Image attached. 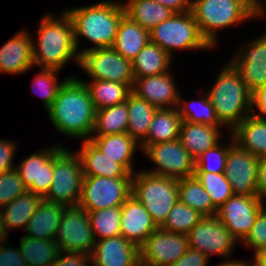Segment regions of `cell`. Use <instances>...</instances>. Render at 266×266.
<instances>
[{
  "label": "cell",
  "instance_id": "cell-47",
  "mask_svg": "<svg viewBox=\"0 0 266 266\" xmlns=\"http://www.w3.org/2000/svg\"><path fill=\"white\" fill-rule=\"evenodd\" d=\"M0 245V266H26L19 248H8L4 240ZM4 242V244H3Z\"/></svg>",
  "mask_w": 266,
  "mask_h": 266
},
{
  "label": "cell",
  "instance_id": "cell-28",
  "mask_svg": "<svg viewBox=\"0 0 266 266\" xmlns=\"http://www.w3.org/2000/svg\"><path fill=\"white\" fill-rule=\"evenodd\" d=\"M89 140L107 157L121 164L129 173H134L131 161L140 144L128 133L95 137L92 135Z\"/></svg>",
  "mask_w": 266,
  "mask_h": 266
},
{
  "label": "cell",
  "instance_id": "cell-15",
  "mask_svg": "<svg viewBox=\"0 0 266 266\" xmlns=\"http://www.w3.org/2000/svg\"><path fill=\"white\" fill-rule=\"evenodd\" d=\"M189 247L210 257L218 254L230 257L237 240L214 216H204L187 234Z\"/></svg>",
  "mask_w": 266,
  "mask_h": 266
},
{
  "label": "cell",
  "instance_id": "cell-10",
  "mask_svg": "<svg viewBox=\"0 0 266 266\" xmlns=\"http://www.w3.org/2000/svg\"><path fill=\"white\" fill-rule=\"evenodd\" d=\"M80 67L92 80H107L134 84L132 61L124 58L112 47L90 49L80 55Z\"/></svg>",
  "mask_w": 266,
  "mask_h": 266
},
{
  "label": "cell",
  "instance_id": "cell-5",
  "mask_svg": "<svg viewBox=\"0 0 266 266\" xmlns=\"http://www.w3.org/2000/svg\"><path fill=\"white\" fill-rule=\"evenodd\" d=\"M191 12L201 35L214 47L217 31L252 17H260L251 0H192Z\"/></svg>",
  "mask_w": 266,
  "mask_h": 266
},
{
  "label": "cell",
  "instance_id": "cell-37",
  "mask_svg": "<svg viewBox=\"0 0 266 266\" xmlns=\"http://www.w3.org/2000/svg\"><path fill=\"white\" fill-rule=\"evenodd\" d=\"M128 129V108L126 102L96 110L92 135L105 136L126 133Z\"/></svg>",
  "mask_w": 266,
  "mask_h": 266
},
{
  "label": "cell",
  "instance_id": "cell-23",
  "mask_svg": "<svg viewBox=\"0 0 266 266\" xmlns=\"http://www.w3.org/2000/svg\"><path fill=\"white\" fill-rule=\"evenodd\" d=\"M84 176H102L108 178L132 177L121 164L107 157L89 139L83 140L79 153Z\"/></svg>",
  "mask_w": 266,
  "mask_h": 266
},
{
  "label": "cell",
  "instance_id": "cell-55",
  "mask_svg": "<svg viewBox=\"0 0 266 266\" xmlns=\"http://www.w3.org/2000/svg\"><path fill=\"white\" fill-rule=\"evenodd\" d=\"M7 236L5 225L2 217V208L0 207V243L2 240H5Z\"/></svg>",
  "mask_w": 266,
  "mask_h": 266
},
{
  "label": "cell",
  "instance_id": "cell-51",
  "mask_svg": "<svg viewBox=\"0 0 266 266\" xmlns=\"http://www.w3.org/2000/svg\"><path fill=\"white\" fill-rule=\"evenodd\" d=\"M257 186L259 197L266 198V157H261L258 160Z\"/></svg>",
  "mask_w": 266,
  "mask_h": 266
},
{
  "label": "cell",
  "instance_id": "cell-32",
  "mask_svg": "<svg viewBox=\"0 0 266 266\" xmlns=\"http://www.w3.org/2000/svg\"><path fill=\"white\" fill-rule=\"evenodd\" d=\"M127 108L128 129L126 133L138 144H141L148 136L149 127L157 108L133 93L128 96Z\"/></svg>",
  "mask_w": 266,
  "mask_h": 266
},
{
  "label": "cell",
  "instance_id": "cell-19",
  "mask_svg": "<svg viewBox=\"0 0 266 266\" xmlns=\"http://www.w3.org/2000/svg\"><path fill=\"white\" fill-rule=\"evenodd\" d=\"M90 255L93 266H141L140 248L122 235L96 240Z\"/></svg>",
  "mask_w": 266,
  "mask_h": 266
},
{
  "label": "cell",
  "instance_id": "cell-25",
  "mask_svg": "<svg viewBox=\"0 0 266 266\" xmlns=\"http://www.w3.org/2000/svg\"><path fill=\"white\" fill-rule=\"evenodd\" d=\"M220 131L218 127L207 124L182 121L179 139L183 147L196 159L220 143Z\"/></svg>",
  "mask_w": 266,
  "mask_h": 266
},
{
  "label": "cell",
  "instance_id": "cell-8",
  "mask_svg": "<svg viewBox=\"0 0 266 266\" xmlns=\"http://www.w3.org/2000/svg\"><path fill=\"white\" fill-rule=\"evenodd\" d=\"M73 153L61 147L54 154V178L44 200L66 207L78 205L84 175L80 157Z\"/></svg>",
  "mask_w": 266,
  "mask_h": 266
},
{
  "label": "cell",
  "instance_id": "cell-31",
  "mask_svg": "<svg viewBox=\"0 0 266 266\" xmlns=\"http://www.w3.org/2000/svg\"><path fill=\"white\" fill-rule=\"evenodd\" d=\"M123 7L129 19L148 31L175 13L170 8L152 0H129L123 4Z\"/></svg>",
  "mask_w": 266,
  "mask_h": 266
},
{
  "label": "cell",
  "instance_id": "cell-33",
  "mask_svg": "<svg viewBox=\"0 0 266 266\" xmlns=\"http://www.w3.org/2000/svg\"><path fill=\"white\" fill-rule=\"evenodd\" d=\"M89 90L92 103L96 110L118 105L126 102L128 96L132 93V88L127 84H122L107 80H92L86 83Z\"/></svg>",
  "mask_w": 266,
  "mask_h": 266
},
{
  "label": "cell",
  "instance_id": "cell-52",
  "mask_svg": "<svg viewBox=\"0 0 266 266\" xmlns=\"http://www.w3.org/2000/svg\"><path fill=\"white\" fill-rule=\"evenodd\" d=\"M158 2L168 8H170L175 13H183L191 11L192 0H152Z\"/></svg>",
  "mask_w": 266,
  "mask_h": 266
},
{
  "label": "cell",
  "instance_id": "cell-13",
  "mask_svg": "<svg viewBox=\"0 0 266 266\" xmlns=\"http://www.w3.org/2000/svg\"><path fill=\"white\" fill-rule=\"evenodd\" d=\"M259 196L232 195L217 209L216 216L237 241H243L264 208Z\"/></svg>",
  "mask_w": 266,
  "mask_h": 266
},
{
  "label": "cell",
  "instance_id": "cell-50",
  "mask_svg": "<svg viewBox=\"0 0 266 266\" xmlns=\"http://www.w3.org/2000/svg\"><path fill=\"white\" fill-rule=\"evenodd\" d=\"M254 107H257L260 112L258 114L252 112V115L258 119H266L264 117L266 115V84L252 94V110Z\"/></svg>",
  "mask_w": 266,
  "mask_h": 266
},
{
  "label": "cell",
  "instance_id": "cell-7",
  "mask_svg": "<svg viewBox=\"0 0 266 266\" xmlns=\"http://www.w3.org/2000/svg\"><path fill=\"white\" fill-rule=\"evenodd\" d=\"M150 41L171 57L174 49H210L203 38L191 11L174 13L170 18L150 30Z\"/></svg>",
  "mask_w": 266,
  "mask_h": 266
},
{
  "label": "cell",
  "instance_id": "cell-3",
  "mask_svg": "<svg viewBox=\"0 0 266 266\" xmlns=\"http://www.w3.org/2000/svg\"><path fill=\"white\" fill-rule=\"evenodd\" d=\"M66 12L73 22L76 49L80 36L94 44V47L78 52L80 55L90 49L112 47L119 22L125 15L123 3L113 0L69 8Z\"/></svg>",
  "mask_w": 266,
  "mask_h": 266
},
{
  "label": "cell",
  "instance_id": "cell-46",
  "mask_svg": "<svg viewBox=\"0 0 266 266\" xmlns=\"http://www.w3.org/2000/svg\"><path fill=\"white\" fill-rule=\"evenodd\" d=\"M16 151V143L0 139V174L14 169L16 166L13 157Z\"/></svg>",
  "mask_w": 266,
  "mask_h": 266
},
{
  "label": "cell",
  "instance_id": "cell-21",
  "mask_svg": "<svg viewBox=\"0 0 266 266\" xmlns=\"http://www.w3.org/2000/svg\"><path fill=\"white\" fill-rule=\"evenodd\" d=\"M157 228L143 204L131 194L121 206V235L140 248Z\"/></svg>",
  "mask_w": 266,
  "mask_h": 266
},
{
  "label": "cell",
  "instance_id": "cell-43",
  "mask_svg": "<svg viewBox=\"0 0 266 266\" xmlns=\"http://www.w3.org/2000/svg\"><path fill=\"white\" fill-rule=\"evenodd\" d=\"M59 71L58 69L41 68L40 73L36 74V78L33 79V89L37 88L36 90L39 91H36V93L42 96L46 110L53 104L60 87L68 79L57 83V72Z\"/></svg>",
  "mask_w": 266,
  "mask_h": 266
},
{
  "label": "cell",
  "instance_id": "cell-44",
  "mask_svg": "<svg viewBox=\"0 0 266 266\" xmlns=\"http://www.w3.org/2000/svg\"><path fill=\"white\" fill-rule=\"evenodd\" d=\"M28 191L19 171L14 168L0 174V207H4L14 199Z\"/></svg>",
  "mask_w": 266,
  "mask_h": 266
},
{
  "label": "cell",
  "instance_id": "cell-39",
  "mask_svg": "<svg viewBox=\"0 0 266 266\" xmlns=\"http://www.w3.org/2000/svg\"><path fill=\"white\" fill-rule=\"evenodd\" d=\"M193 103H195L194 100L187 102L182 100L181 96H179L177 108L182 121L207 124L214 127H220L222 125L216 116L215 108L210 102L207 94L205 95L204 99L197 101L198 104L195 103L197 105L196 110L192 109Z\"/></svg>",
  "mask_w": 266,
  "mask_h": 266
},
{
  "label": "cell",
  "instance_id": "cell-30",
  "mask_svg": "<svg viewBox=\"0 0 266 266\" xmlns=\"http://www.w3.org/2000/svg\"><path fill=\"white\" fill-rule=\"evenodd\" d=\"M172 57L153 42H148L132 60L134 79L169 71Z\"/></svg>",
  "mask_w": 266,
  "mask_h": 266
},
{
  "label": "cell",
  "instance_id": "cell-42",
  "mask_svg": "<svg viewBox=\"0 0 266 266\" xmlns=\"http://www.w3.org/2000/svg\"><path fill=\"white\" fill-rule=\"evenodd\" d=\"M231 137V144L228 146L223 147L219 143L197 157L195 172L224 173L229 147L235 142L233 135Z\"/></svg>",
  "mask_w": 266,
  "mask_h": 266
},
{
  "label": "cell",
  "instance_id": "cell-17",
  "mask_svg": "<svg viewBox=\"0 0 266 266\" xmlns=\"http://www.w3.org/2000/svg\"><path fill=\"white\" fill-rule=\"evenodd\" d=\"M250 43L235 54L231 63L240 73L248 91L254 94L266 84V32Z\"/></svg>",
  "mask_w": 266,
  "mask_h": 266
},
{
  "label": "cell",
  "instance_id": "cell-29",
  "mask_svg": "<svg viewBox=\"0 0 266 266\" xmlns=\"http://www.w3.org/2000/svg\"><path fill=\"white\" fill-rule=\"evenodd\" d=\"M181 124L182 118L177 107L157 109L140 150L144 151L149 145L179 139Z\"/></svg>",
  "mask_w": 266,
  "mask_h": 266
},
{
  "label": "cell",
  "instance_id": "cell-38",
  "mask_svg": "<svg viewBox=\"0 0 266 266\" xmlns=\"http://www.w3.org/2000/svg\"><path fill=\"white\" fill-rule=\"evenodd\" d=\"M95 240L121 235V206L87 212ZM97 235L100 238L96 239Z\"/></svg>",
  "mask_w": 266,
  "mask_h": 266
},
{
  "label": "cell",
  "instance_id": "cell-24",
  "mask_svg": "<svg viewBox=\"0 0 266 266\" xmlns=\"http://www.w3.org/2000/svg\"><path fill=\"white\" fill-rule=\"evenodd\" d=\"M66 206L41 200L29 220L25 231L27 237L41 240H55Z\"/></svg>",
  "mask_w": 266,
  "mask_h": 266
},
{
  "label": "cell",
  "instance_id": "cell-54",
  "mask_svg": "<svg viewBox=\"0 0 266 266\" xmlns=\"http://www.w3.org/2000/svg\"><path fill=\"white\" fill-rule=\"evenodd\" d=\"M219 266H254V263L252 262V264H248L246 261H240V260H229V261H225L224 263L219 264Z\"/></svg>",
  "mask_w": 266,
  "mask_h": 266
},
{
  "label": "cell",
  "instance_id": "cell-1",
  "mask_svg": "<svg viewBox=\"0 0 266 266\" xmlns=\"http://www.w3.org/2000/svg\"><path fill=\"white\" fill-rule=\"evenodd\" d=\"M47 112L59 132L82 140L92 136L96 109L88 88L79 77H68Z\"/></svg>",
  "mask_w": 266,
  "mask_h": 266
},
{
  "label": "cell",
  "instance_id": "cell-41",
  "mask_svg": "<svg viewBox=\"0 0 266 266\" xmlns=\"http://www.w3.org/2000/svg\"><path fill=\"white\" fill-rule=\"evenodd\" d=\"M194 176L209 194L212 205L216 209L234 195L224 173L194 172Z\"/></svg>",
  "mask_w": 266,
  "mask_h": 266
},
{
  "label": "cell",
  "instance_id": "cell-6",
  "mask_svg": "<svg viewBox=\"0 0 266 266\" xmlns=\"http://www.w3.org/2000/svg\"><path fill=\"white\" fill-rule=\"evenodd\" d=\"M132 195L145 207L160 228L178 198V180L141 171L132 175Z\"/></svg>",
  "mask_w": 266,
  "mask_h": 266
},
{
  "label": "cell",
  "instance_id": "cell-2",
  "mask_svg": "<svg viewBox=\"0 0 266 266\" xmlns=\"http://www.w3.org/2000/svg\"><path fill=\"white\" fill-rule=\"evenodd\" d=\"M40 22L38 40L32 42L33 64L58 70L71 58L79 64L80 54L77 53L74 41V26L67 12H62L60 18H55L51 13L46 14Z\"/></svg>",
  "mask_w": 266,
  "mask_h": 266
},
{
  "label": "cell",
  "instance_id": "cell-56",
  "mask_svg": "<svg viewBox=\"0 0 266 266\" xmlns=\"http://www.w3.org/2000/svg\"><path fill=\"white\" fill-rule=\"evenodd\" d=\"M256 6H257V10L259 12V16H263V14L265 13L264 11V8H263V5L260 3L259 0H251Z\"/></svg>",
  "mask_w": 266,
  "mask_h": 266
},
{
  "label": "cell",
  "instance_id": "cell-27",
  "mask_svg": "<svg viewBox=\"0 0 266 266\" xmlns=\"http://www.w3.org/2000/svg\"><path fill=\"white\" fill-rule=\"evenodd\" d=\"M148 42L150 31L124 15L119 22L112 48L132 61Z\"/></svg>",
  "mask_w": 266,
  "mask_h": 266
},
{
  "label": "cell",
  "instance_id": "cell-20",
  "mask_svg": "<svg viewBox=\"0 0 266 266\" xmlns=\"http://www.w3.org/2000/svg\"><path fill=\"white\" fill-rule=\"evenodd\" d=\"M177 91L178 89L169 71L134 79L132 87L133 94L138 98L145 99L157 109L176 108L179 101V92Z\"/></svg>",
  "mask_w": 266,
  "mask_h": 266
},
{
  "label": "cell",
  "instance_id": "cell-14",
  "mask_svg": "<svg viewBox=\"0 0 266 266\" xmlns=\"http://www.w3.org/2000/svg\"><path fill=\"white\" fill-rule=\"evenodd\" d=\"M186 234L172 233L157 228L140 247L141 266H169L188 250Z\"/></svg>",
  "mask_w": 266,
  "mask_h": 266
},
{
  "label": "cell",
  "instance_id": "cell-53",
  "mask_svg": "<svg viewBox=\"0 0 266 266\" xmlns=\"http://www.w3.org/2000/svg\"><path fill=\"white\" fill-rule=\"evenodd\" d=\"M253 257L254 266H266V249L254 254Z\"/></svg>",
  "mask_w": 266,
  "mask_h": 266
},
{
  "label": "cell",
  "instance_id": "cell-16",
  "mask_svg": "<svg viewBox=\"0 0 266 266\" xmlns=\"http://www.w3.org/2000/svg\"><path fill=\"white\" fill-rule=\"evenodd\" d=\"M258 160L259 158L243 150L235 142L229 147L224 174L234 195L259 196Z\"/></svg>",
  "mask_w": 266,
  "mask_h": 266
},
{
  "label": "cell",
  "instance_id": "cell-11",
  "mask_svg": "<svg viewBox=\"0 0 266 266\" xmlns=\"http://www.w3.org/2000/svg\"><path fill=\"white\" fill-rule=\"evenodd\" d=\"M55 242L62 252L91 254L96 240L83 208L78 205L65 208Z\"/></svg>",
  "mask_w": 266,
  "mask_h": 266
},
{
  "label": "cell",
  "instance_id": "cell-35",
  "mask_svg": "<svg viewBox=\"0 0 266 266\" xmlns=\"http://www.w3.org/2000/svg\"><path fill=\"white\" fill-rule=\"evenodd\" d=\"M19 251L26 266H51L60 252L55 240L21 237Z\"/></svg>",
  "mask_w": 266,
  "mask_h": 266
},
{
  "label": "cell",
  "instance_id": "cell-26",
  "mask_svg": "<svg viewBox=\"0 0 266 266\" xmlns=\"http://www.w3.org/2000/svg\"><path fill=\"white\" fill-rule=\"evenodd\" d=\"M231 131L235 143L243 150L257 158L266 157V119H258L251 113Z\"/></svg>",
  "mask_w": 266,
  "mask_h": 266
},
{
  "label": "cell",
  "instance_id": "cell-34",
  "mask_svg": "<svg viewBox=\"0 0 266 266\" xmlns=\"http://www.w3.org/2000/svg\"><path fill=\"white\" fill-rule=\"evenodd\" d=\"M42 199L41 196L27 191L2 207V217L6 233L10 228L16 227H24L25 230Z\"/></svg>",
  "mask_w": 266,
  "mask_h": 266
},
{
  "label": "cell",
  "instance_id": "cell-18",
  "mask_svg": "<svg viewBox=\"0 0 266 266\" xmlns=\"http://www.w3.org/2000/svg\"><path fill=\"white\" fill-rule=\"evenodd\" d=\"M63 146H54L40 153H33L26 159L20 161L19 175L28 191L44 198L50 190L53 181L54 154Z\"/></svg>",
  "mask_w": 266,
  "mask_h": 266
},
{
  "label": "cell",
  "instance_id": "cell-36",
  "mask_svg": "<svg viewBox=\"0 0 266 266\" xmlns=\"http://www.w3.org/2000/svg\"><path fill=\"white\" fill-rule=\"evenodd\" d=\"M178 198L203 216H214L217 213L209 194L195 176L178 180Z\"/></svg>",
  "mask_w": 266,
  "mask_h": 266
},
{
  "label": "cell",
  "instance_id": "cell-22",
  "mask_svg": "<svg viewBox=\"0 0 266 266\" xmlns=\"http://www.w3.org/2000/svg\"><path fill=\"white\" fill-rule=\"evenodd\" d=\"M22 30L0 48V72L22 74L33 64V48L30 34Z\"/></svg>",
  "mask_w": 266,
  "mask_h": 266
},
{
  "label": "cell",
  "instance_id": "cell-12",
  "mask_svg": "<svg viewBox=\"0 0 266 266\" xmlns=\"http://www.w3.org/2000/svg\"><path fill=\"white\" fill-rule=\"evenodd\" d=\"M143 152L157 166L146 172L177 180L194 176L195 159L180 139L149 145Z\"/></svg>",
  "mask_w": 266,
  "mask_h": 266
},
{
  "label": "cell",
  "instance_id": "cell-40",
  "mask_svg": "<svg viewBox=\"0 0 266 266\" xmlns=\"http://www.w3.org/2000/svg\"><path fill=\"white\" fill-rule=\"evenodd\" d=\"M203 217L199 212L178 200L160 228L172 233L187 234Z\"/></svg>",
  "mask_w": 266,
  "mask_h": 266
},
{
  "label": "cell",
  "instance_id": "cell-48",
  "mask_svg": "<svg viewBox=\"0 0 266 266\" xmlns=\"http://www.w3.org/2000/svg\"><path fill=\"white\" fill-rule=\"evenodd\" d=\"M89 260H91V255L74 252H65V255H63L62 251H60L51 266H88Z\"/></svg>",
  "mask_w": 266,
  "mask_h": 266
},
{
  "label": "cell",
  "instance_id": "cell-9",
  "mask_svg": "<svg viewBox=\"0 0 266 266\" xmlns=\"http://www.w3.org/2000/svg\"><path fill=\"white\" fill-rule=\"evenodd\" d=\"M132 194V177L84 176L78 206L86 212L122 206Z\"/></svg>",
  "mask_w": 266,
  "mask_h": 266
},
{
  "label": "cell",
  "instance_id": "cell-45",
  "mask_svg": "<svg viewBox=\"0 0 266 266\" xmlns=\"http://www.w3.org/2000/svg\"><path fill=\"white\" fill-rule=\"evenodd\" d=\"M244 245L252 247L254 254L266 249V208L264 207L258 214L251 231L242 241Z\"/></svg>",
  "mask_w": 266,
  "mask_h": 266
},
{
  "label": "cell",
  "instance_id": "cell-4",
  "mask_svg": "<svg viewBox=\"0 0 266 266\" xmlns=\"http://www.w3.org/2000/svg\"><path fill=\"white\" fill-rule=\"evenodd\" d=\"M209 90L208 98L222 126H229L233 130L253 112L252 94L231 62L220 71L214 86Z\"/></svg>",
  "mask_w": 266,
  "mask_h": 266
},
{
  "label": "cell",
  "instance_id": "cell-49",
  "mask_svg": "<svg viewBox=\"0 0 266 266\" xmlns=\"http://www.w3.org/2000/svg\"><path fill=\"white\" fill-rule=\"evenodd\" d=\"M208 260L205 254L189 247L178 261L169 266H207Z\"/></svg>",
  "mask_w": 266,
  "mask_h": 266
}]
</instances>
